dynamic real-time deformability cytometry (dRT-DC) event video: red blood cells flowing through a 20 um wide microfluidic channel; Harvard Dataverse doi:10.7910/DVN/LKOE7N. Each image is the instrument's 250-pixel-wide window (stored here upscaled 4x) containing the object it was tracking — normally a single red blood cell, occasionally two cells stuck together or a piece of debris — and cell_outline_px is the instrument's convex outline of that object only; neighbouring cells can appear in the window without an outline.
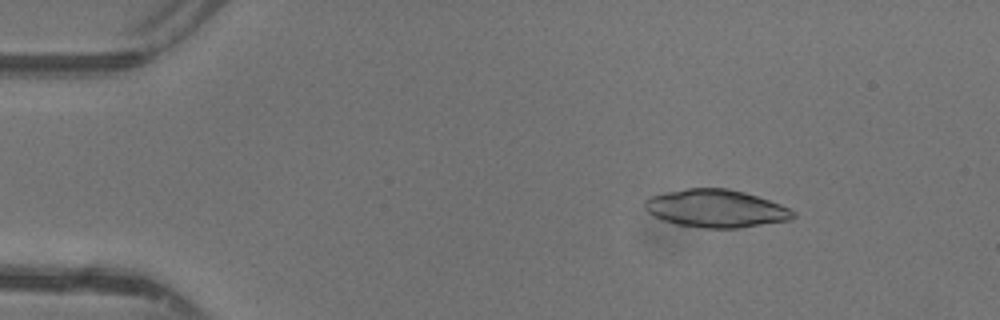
{"species": "common noctule bat (a hibernating species)", "species_latin": "Nyctalus noctula", "temperature_condition": "warm", "stored_images_in_passage": 47, "camera_frame_rate_fps": 3000, "um_per_image_px": 0.085, "animal": {"sex": "female"}, "frame": {"image": 1, "passage_image": 7, "time_ms": 2.0, "image_size_px": [1000, 320], "cell_outline_px": [[796, 216], [792, 220], [740, 228], [704, 228], [676, 224], [652, 216], [644, 208], [644, 200], [648, 196], [688, 188], [728, 188], [744, 192], [780, 204], [796, 212]], "centroid_in_image_um": [60.85, 17.73], "position_along_channel_um": 24.1, "area_um2": 32.83}}
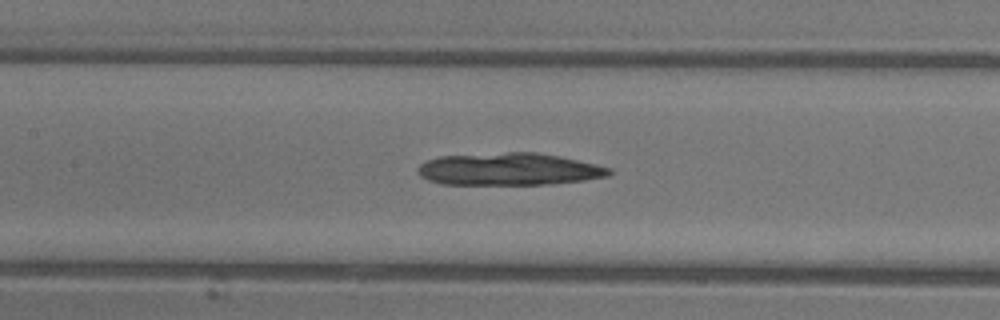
{"frame": {"image": 2, "passage_image": 22, "time_ms": 7.0, "image_size_px": [1000, 320], "cell_outline_px": [[612, 172], [608, 176], [584, 180], [548, 184], [440, 184], [428, 180], [420, 176], [416, 172], [416, 168], [420, 164], [428, 160], [440, 156], [508, 152], [536, 152], [560, 156], [596, 164], [612, 168]], "centroid_in_image_um": [43.25, 14.38], "position_along_channel_um": 164.1, "area_um2": 36.13}}
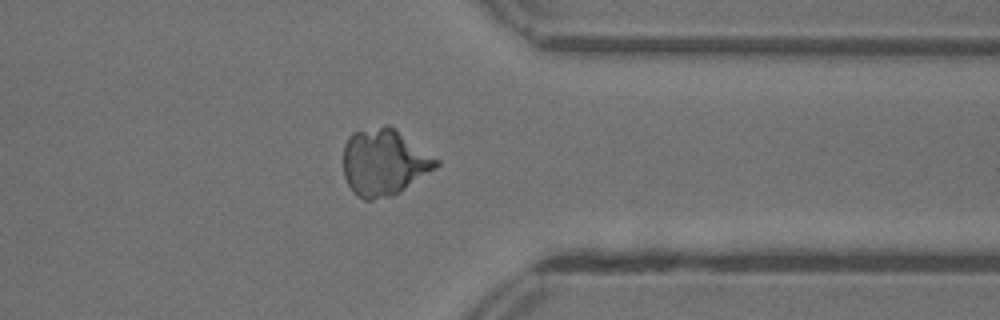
{"frame": {"image": 3, "passage_image": 37, "time_ms": 12.0, "image_size_px": [1000, 320], "cell_outline_px": [[440, 164], [436, 168], [400, 192], [392, 196], [372, 200], [364, 200], [356, 196], [352, 192], [344, 176], [344, 144], [348, 136], [352, 132], [384, 124], [388, 124], [396, 128], [440, 160]], "centroid_in_image_um": [32.65, 13.78], "position_along_channel_um": 378.8, "area_um2": 36.53}}